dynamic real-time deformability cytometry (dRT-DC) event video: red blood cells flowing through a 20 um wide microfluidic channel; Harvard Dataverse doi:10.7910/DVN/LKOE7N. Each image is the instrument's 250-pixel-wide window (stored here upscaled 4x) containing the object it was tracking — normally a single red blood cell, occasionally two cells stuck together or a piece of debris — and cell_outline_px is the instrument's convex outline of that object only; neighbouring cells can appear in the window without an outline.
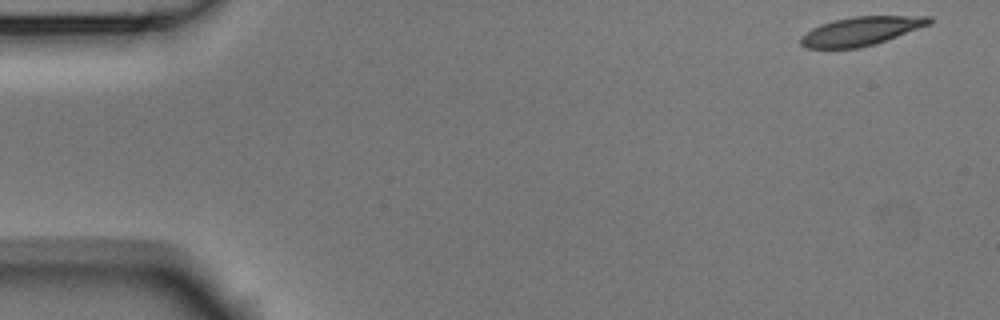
{"species": "Egyptian fruit bat (a non-hibernating species)", "species_latin": "Rousettus aegyptiacus", "temperature_condition": "room temperature", "stored_images_in_passage": 4, "camera_frame_rate_fps": 3000, "um_per_image_px": 0.085, "animal": {"sex": "male"}, "frame": {"image": 1, "passage_image": 1, "time_ms": 0.0, "image_size_px": [1000, 320], "cell_outline_px": [[932, 24], [876, 44], [860, 48], [808, 48], [800, 44], [800, 36], [812, 28], [820, 24], [852, 16], [932, 16]], "centroid_in_image_um": [73.21, 2.64], "position_along_channel_um": 11.8, "area_um2": 21.62}}
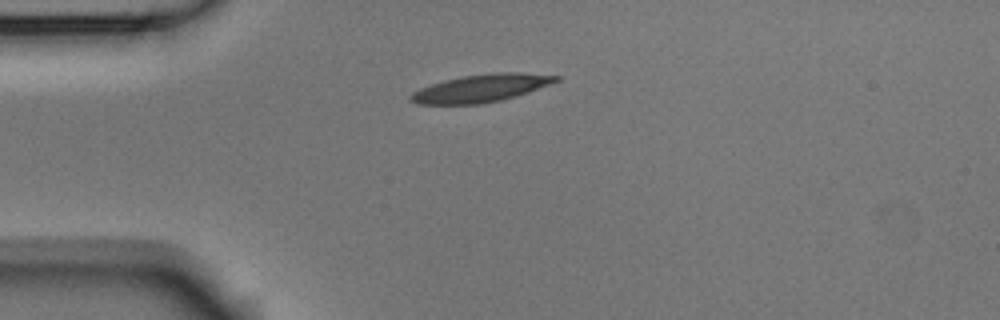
{"frame": {"image": 2, "passage_image": 4, "time_ms": 1.0, "image_size_px": [1000, 320], "cell_outline_px": [[560, 80], [528, 92], [516, 96], [500, 100], [480, 104], [416, 104], [408, 100], [408, 96], [412, 92], [420, 88], [444, 80], [460, 76], [492, 72], [520, 72], [560, 76]], "centroid_in_image_um": [40.85, 7.49], "position_along_channel_um": 44.1, "area_um2": 23.52}}